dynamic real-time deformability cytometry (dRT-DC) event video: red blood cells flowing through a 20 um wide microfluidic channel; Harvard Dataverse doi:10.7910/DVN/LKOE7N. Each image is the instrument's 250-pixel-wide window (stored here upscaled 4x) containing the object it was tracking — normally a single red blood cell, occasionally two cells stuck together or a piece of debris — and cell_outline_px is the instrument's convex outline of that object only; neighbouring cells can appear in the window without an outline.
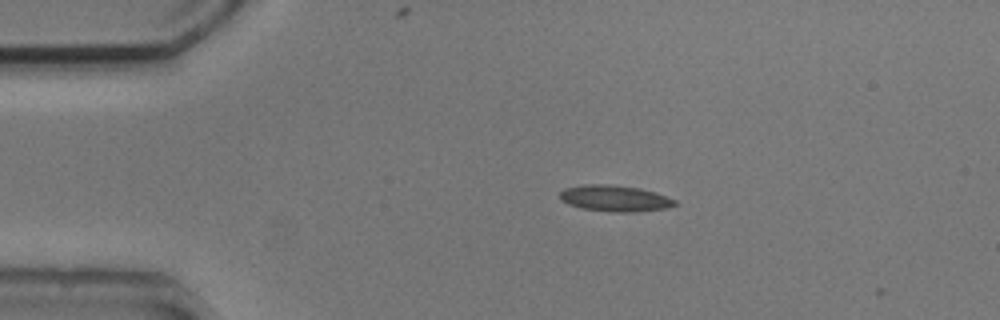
{"species": "common noctule bat (a hibernating species)", "species_latin": "Nyctalus noctula", "temperature_condition": "cold", "stored_images_in_passage": 5, "camera_frame_rate_fps": 3000, "um_per_image_px": 0.085, "animal": {"sex": "male", "body_mass_g": 20.5, "forearm_length_mm": 52.5}, "frame": {"image": 1, "passage_image": 1, "time_ms": 0.0, "image_size_px": [1000, 320], "cell_outline_px": [[680, 204], [668, 208], [632, 212], [616, 212], [580, 208], [568, 204], [560, 200], [560, 192], [564, 188], [584, 184], [608, 184], [636, 188], [652, 192], [676, 200]], "centroid_in_image_um": [52.23, 16.87], "position_along_channel_um": 32.8, "area_um2": 17.46}}